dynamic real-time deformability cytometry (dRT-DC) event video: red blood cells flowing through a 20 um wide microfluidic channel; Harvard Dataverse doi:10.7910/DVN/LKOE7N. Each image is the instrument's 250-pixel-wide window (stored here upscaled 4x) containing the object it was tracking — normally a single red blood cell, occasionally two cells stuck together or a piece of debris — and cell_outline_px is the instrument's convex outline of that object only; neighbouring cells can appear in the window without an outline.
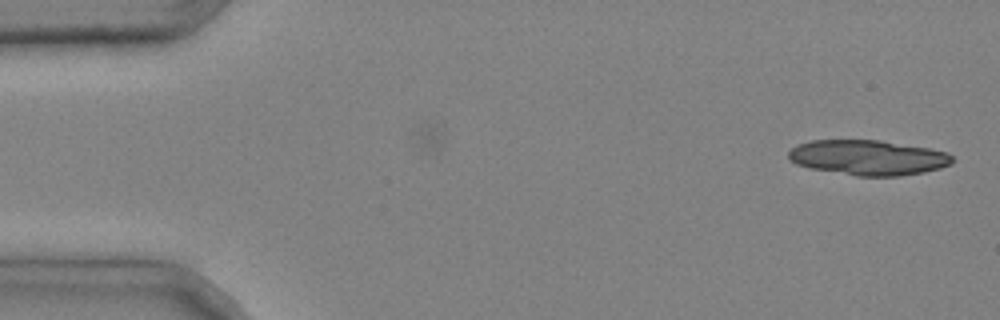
{"species": "common noctule bat (a hibernating species)", "species_latin": "Nyctalus noctula", "temperature_condition": "cold", "stored_images_in_passage": 2, "camera_frame_rate_fps": 3000, "um_per_image_px": 0.085, "animal": {"sex": "male", "body_mass_g": 20.4}, "frame": {"image": 1, "passage_image": 2, "time_ms": 0.333, "image_size_px": [1000, 320], "cell_outline_px": [[952, 164], [940, 168], [924, 172], [900, 176], [856, 176], [808, 168], [796, 164], [788, 156], [788, 152], [796, 144], [812, 140], [880, 140], [928, 148], [948, 152], [952, 156]], "centroid_in_image_um": [73.78, 13.39], "position_along_channel_um": 11.2, "area_um2": 33.64}}